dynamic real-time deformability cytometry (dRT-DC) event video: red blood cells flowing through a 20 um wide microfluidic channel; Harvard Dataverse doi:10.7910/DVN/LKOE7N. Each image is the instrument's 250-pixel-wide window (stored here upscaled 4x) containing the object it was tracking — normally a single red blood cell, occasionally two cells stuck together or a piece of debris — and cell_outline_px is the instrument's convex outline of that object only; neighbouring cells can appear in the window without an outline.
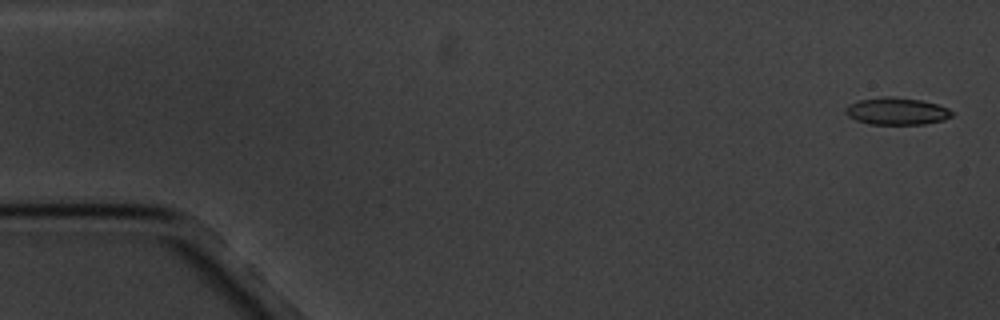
{"species": "common noctule bat (a hibernating species)", "species_latin": "Nyctalus noctula", "temperature_condition": "cold", "stored_images_in_passage": 5, "camera_frame_rate_fps": 3000, "um_per_image_px": 0.085, "animal": {"sex": "male", "body_mass_g": 20.1, "forearm_length_mm": 53.5}, "frame": {"image": 1, "passage_image": 1, "time_ms": 0.0, "image_size_px": [1000, 320], "cell_outline_px": [[952, 116], [944, 120], [924, 124], [868, 124], [856, 120], [848, 116], [844, 112], [844, 108], [848, 104], [856, 100], [880, 96], [888, 96], [920, 100], [936, 104], [948, 108], [952, 112]], "centroid_in_image_um": [76.16, 9.44], "position_along_channel_um": 8.8, "area_um2": 16.99}}